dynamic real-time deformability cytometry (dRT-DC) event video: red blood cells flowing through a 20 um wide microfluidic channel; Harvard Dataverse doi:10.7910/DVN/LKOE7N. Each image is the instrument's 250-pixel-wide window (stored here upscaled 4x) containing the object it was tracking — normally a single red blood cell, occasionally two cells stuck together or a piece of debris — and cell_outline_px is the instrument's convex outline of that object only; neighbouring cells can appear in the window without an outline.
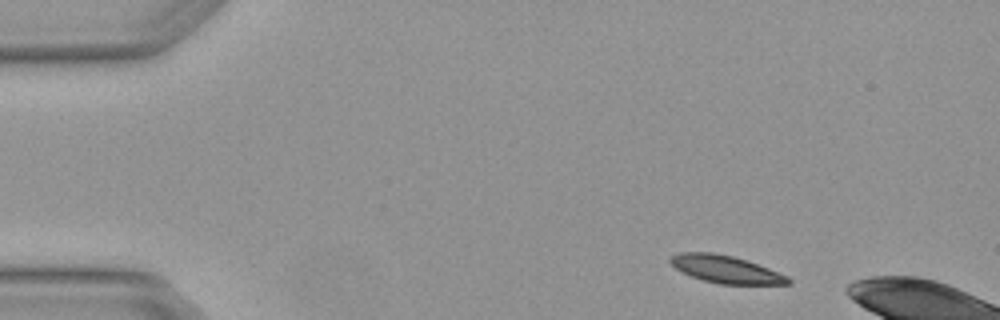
{"species": "Egyptian fruit bat (a non-hibernating species)", "species_latin": "Rousettus aegyptiacus", "temperature_condition": "warm", "stored_images_in_passage": 3, "camera_frame_rate_fps": 3000, "um_per_image_px": 0.085, "animal": {"sex": "female"}, "frame": {"image": 1, "passage_image": 1, "time_ms": 0.0, "image_size_px": [1000, 320], "cell_outline_px": [[792, 284], [720, 284], [704, 280], [692, 276], [676, 268], [668, 260], [672, 256], [680, 252], [712, 252], [732, 256], [768, 268], [788, 276], [792, 280]], "centroid_in_image_um": [61.71, 22.89], "position_along_channel_um": 23.3, "area_um2": 18.55}}